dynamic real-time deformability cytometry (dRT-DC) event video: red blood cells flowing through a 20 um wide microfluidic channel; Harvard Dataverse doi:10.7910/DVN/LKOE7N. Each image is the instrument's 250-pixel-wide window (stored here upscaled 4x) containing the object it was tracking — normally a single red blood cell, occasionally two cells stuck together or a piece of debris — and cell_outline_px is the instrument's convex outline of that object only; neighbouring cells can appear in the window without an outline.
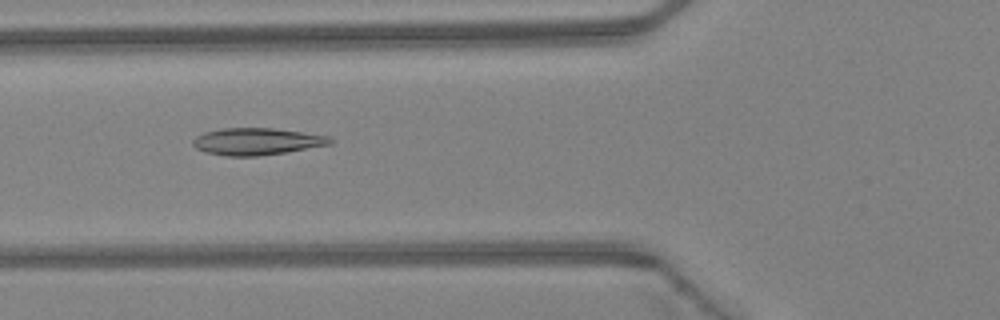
{"species": "Egyptian fruit bat (a non-hibernating species)", "species_latin": "Rousettus aegyptiacus", "temperature_condition": "warm", "stored_images_in_passage": 4, "camera_frame_rate_fps": 3000, "um_per_image_px": 0.085, "animal": {"sex": "female"}, "frame": {"image": 1, "passage_image": 4, "time_ms": 1.0, "image_size_px": [1000, 320], "cell_outline_px": [[332, 144], [284, 152], [256, 156], [228, 156], [204, 152], [196, 148], [192, 144], [192, 140], [196, 136], [204, 132], [220, 128], [272, 128], [304, 132], [328, 136], [332, 140]], "centroid_in_image_um": [21.78, 12.02], "position_along_channel_um": 104.0, "area_um2": 21.5}}